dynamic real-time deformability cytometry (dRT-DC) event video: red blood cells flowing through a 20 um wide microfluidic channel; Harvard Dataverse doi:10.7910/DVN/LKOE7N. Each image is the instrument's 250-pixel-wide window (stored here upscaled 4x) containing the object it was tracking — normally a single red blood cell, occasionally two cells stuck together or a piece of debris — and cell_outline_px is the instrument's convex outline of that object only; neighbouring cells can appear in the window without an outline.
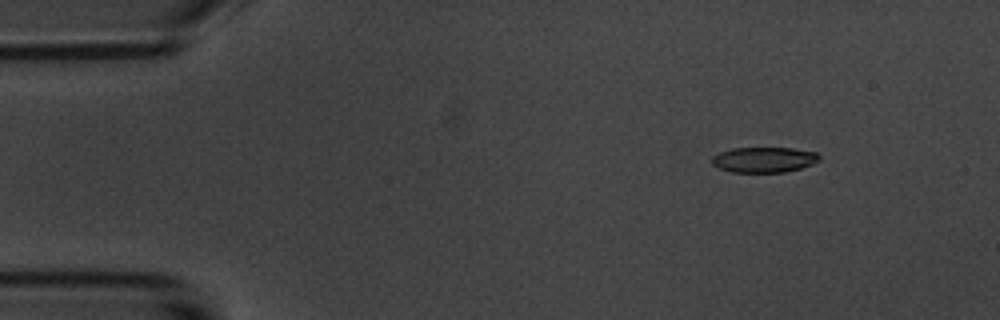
{"species": "common noctule bat (a hibernating species)", "species_latin": "Nyctalus noctula", "temperature_condition": "room temperature", "stored_images_in_passage": 8, "camera_frame_rate_fps": 3000, "um_per_image_px": 0.085, "animal": {"sex": "male", "body_mass_g": 20.1, "forearm_length_mm": 53.5}, "frame": {"image": 1, "passage_image": 2, "time_ms": 1.0, "image_size_px": [1000, 320], "cell_outline_px": [[820, 160], [812, 164], [800, 168], [784, 172], [732, 172], [720, 168], [712, 164], [712, 156], [720, 152], [732, 148], [792, 148], [816, 152], [820, 156]], "centroid_in_image_um": [64.94, 13.57], "position_along_channel_um": 20.1, "area_um2": 15.84}}
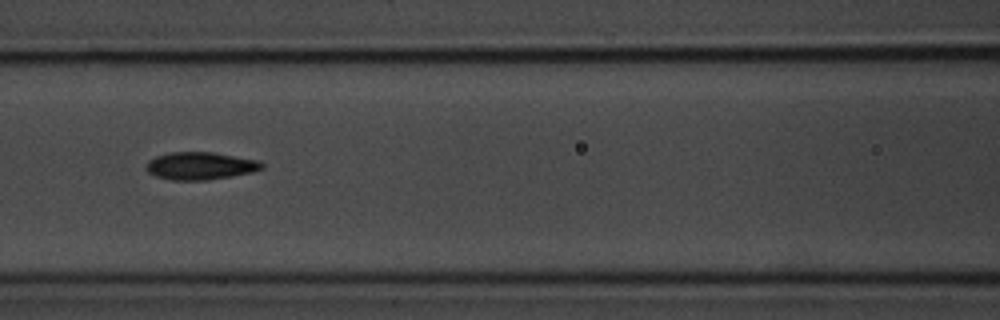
{"frame": {"image": 2, "passage_image": 6, "time_ms": 6.667, "image_size_px": [1000, 320], "cell_outline_px": [[264, 168], [252, 172], [232, 176], [208, 180], [172, 180], [156, 176], [148, 172], [144, 168], [148, 160], [156, 156], [168, 152], [212, 152], [260, 160], [264, 164]], "centroid_in_image_um": [17.03, 14.09], "position_along_channel_um": 149.6, "area_um2": 18.79}}
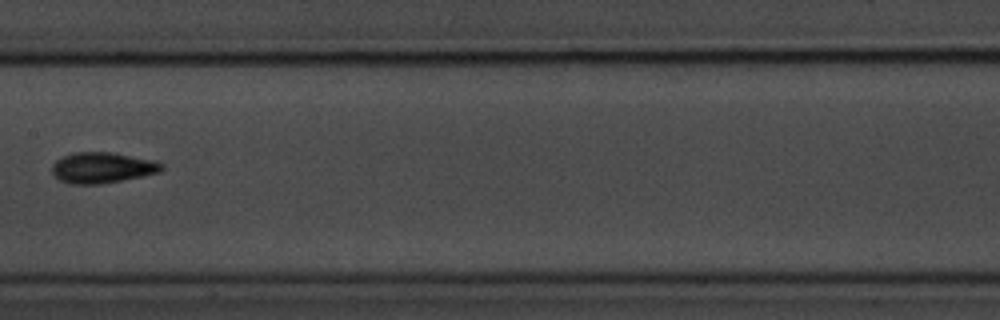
{"frame": {"image": 3, "passage_image": 7, "time_ms": 8.0, "image_size_px": [1000, 320], "cell_outline_px": [[164, 168], [160, 172], [100, 184], [68, 184], [60, 180], [52, 172], [52, 164], [60, 156], [72, 152], [116, 152], [152, 160], [164, 164]], "centroid_in_image_um": [8.66, 14.23], "position_along_channel_um": 198.7, "area_um2": 19.77}}